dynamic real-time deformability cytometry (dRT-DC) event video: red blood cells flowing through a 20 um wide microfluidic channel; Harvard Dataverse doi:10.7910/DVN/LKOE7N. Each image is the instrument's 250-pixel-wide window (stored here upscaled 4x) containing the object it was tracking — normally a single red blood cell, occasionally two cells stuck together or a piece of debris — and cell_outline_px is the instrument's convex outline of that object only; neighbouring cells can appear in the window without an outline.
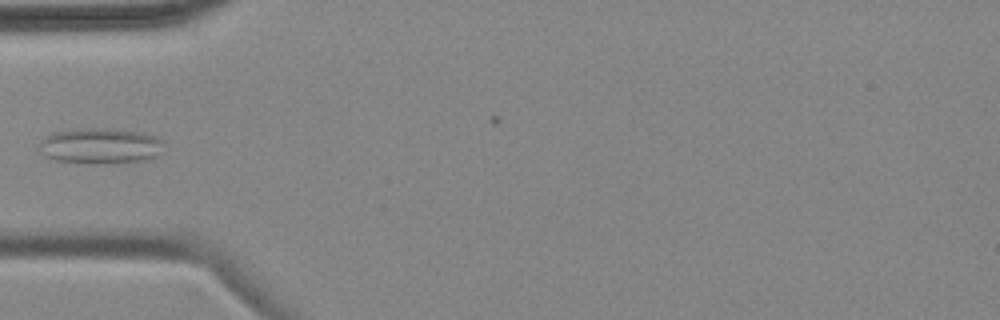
{"species": "common noctule bat (a hibernating species)", "species_latin": "Nyctalus noctula", "temperature_condition": "cold", "stored_images_in_passage": 9, "camera_frame_rate_fps": 3000, "um_per_image_px": 0.085, "animal": {"sex": "female", "body_mass_g": 18.4}, "frame": {"image": 1, "passage_image": 4, "time_ms": 3.667, "image_size_px": [1000, 320], "cell_outline_px": [[164, 140], [156, 156], [144, 160], [104, 164], [88, 164], [56, 160], [40, 156], [40, 140], [44, 136], [52, 132], [88, 128], [100, 128], [140, 132], [156, 136]], "centroid_in_image_um": [8.45, 12.41], "position_along_channel_um": 76.5, "area_um2": 26.07}}
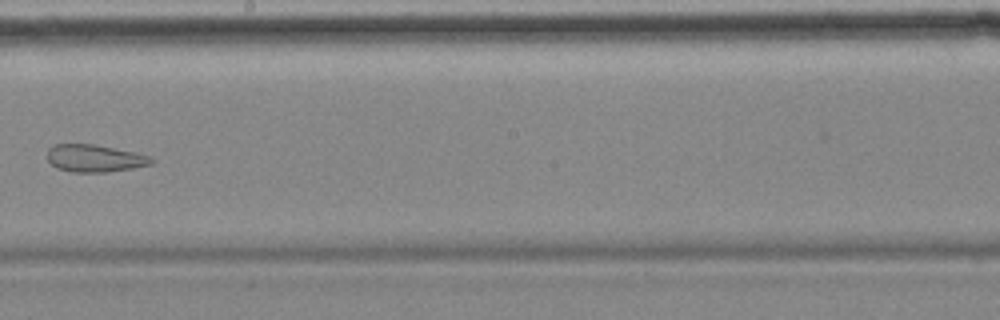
{"frame": {"image": 2, "passage_image": 8, "time_ms": 8.333, "image_size_px": [1000, 320], "cell_outline_px": [[156, 160], [152, 164], [132, 168], [108, 172], [72, 172], [56, 168], [48, 160], [48, 148], [52, 144], [92, 144], [152, 156]], "centroid_in_image_um": [8.05, 13.46], "position_along_channel_um": 240.2, "area_um2": 16.59}}